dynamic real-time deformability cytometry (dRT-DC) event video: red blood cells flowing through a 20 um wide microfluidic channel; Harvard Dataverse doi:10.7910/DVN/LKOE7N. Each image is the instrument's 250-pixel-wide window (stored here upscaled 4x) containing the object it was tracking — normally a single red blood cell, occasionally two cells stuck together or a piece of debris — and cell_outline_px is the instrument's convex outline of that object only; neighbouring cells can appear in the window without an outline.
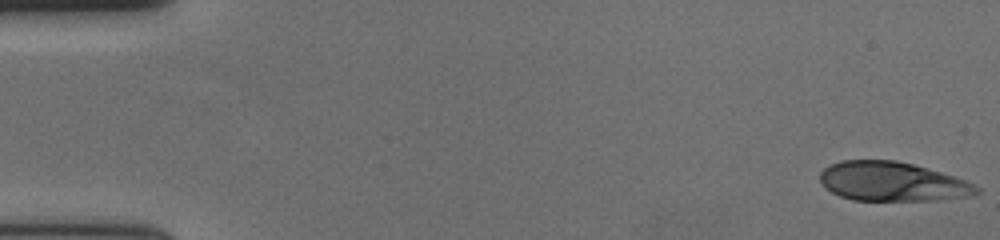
{"species": "human", "species_latin": "Homo sapiens", "temperature_condition": "cold", "stored_images_in_passage": 56, "camera_frame_rate_fps": 3000, "um_per_image_px": 0.085, "donor": {"sex": "female"}, "frame": {"image": 1, "passage_image": 1, "time_ms": 0.0, "image_size_px": [1000, 240], "cell_outline_px": [[980, 192], [972, 196], [936, 200], [852, 200], [840, 196], [824, 188], [820, 180], [820, 172], [828, 164], [840, 160], [896, 160], [912, 164], [968, 180], [980, 188]], "centroid_in_image_um": [75.84, 15.43], "position_along_channel_um": 9.2, "area_um2": 36.01}}
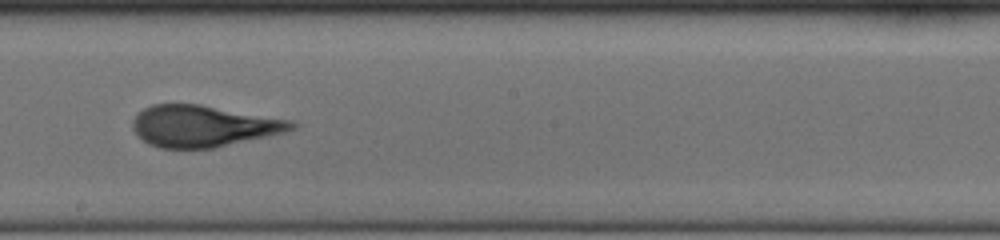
{"frame": {"image": 2, "passage_image": 32, "time_ms": 10.333, "image_size_px": [1000, 240], "cell_outline_px": [[296, 128], [284, 132], [268, 136], [216, 148], [160, 148], [148, 144], [136, 136], [132, 128], [132, 120], [136, 112], [152, 104], [200, 104], [292, 120], [296, 124]], "centroid_in_image_um": [17.23, 10.72], "position_along_channel_um": 231.0, "area_um2": 38.73}}
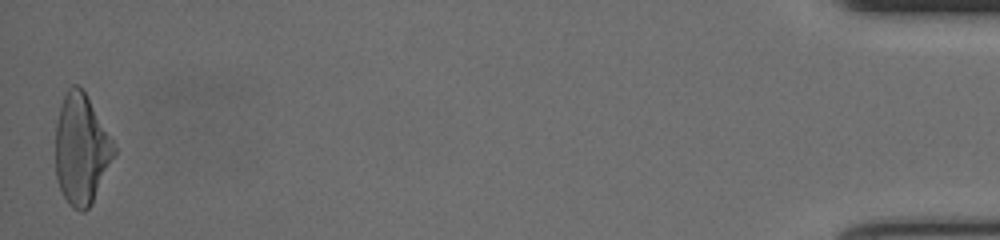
{"frame": {"image": 3, "passage_image": 56, "time_ms": 18.333, "image_size_px": [1000, 240], "cell_outline_px": [[116, 156], [92, 204], [84, 212], [80, 212], [72, 208], [68, 204], [56, 180], [56, 124], [60, 108], [64, 96], [68, 88], [72, 84], [76, 84], [84, 92], [112, 140], [116, 148]], "centroid_in_image_um": [6.92, 12.76], "position_along_channel_um": 428.3, "area_um2": 37.51}, "authors_computed_cell_mechanics": {"area_um2": 37.5411, "velocity_mm_per_s": 3.6569, "shape_relaxation_time_tau1_ms": 6.9357, "shape_relaxation_time_tau2_ms": 1.026, "deformation_change_tau1": 0.2436, "deformation_change_tau2": 0.0899}}